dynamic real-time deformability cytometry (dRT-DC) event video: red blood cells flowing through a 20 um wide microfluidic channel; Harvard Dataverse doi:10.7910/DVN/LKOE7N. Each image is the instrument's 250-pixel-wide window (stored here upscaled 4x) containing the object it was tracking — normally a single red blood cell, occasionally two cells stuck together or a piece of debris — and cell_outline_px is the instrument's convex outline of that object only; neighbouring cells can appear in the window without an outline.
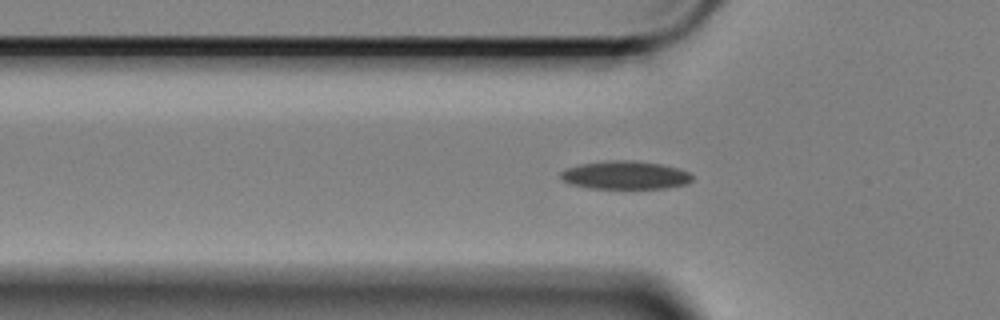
{"species": "Egyptian fruit bat (a non-hibernating species)", "species_latin": "Rousettus aegyptiacus", "temperature_condition": "cold", "stored_images_in_passage": 52, "camera_frame_rate_fps": 3000, "um_per_image_px": 0.085, "animal": {"sex": "female"}, "frame": {"image": 1, "passage_image": 17, "time_ms": 5.333, "image_size_px": [1000, 320], "cell_outline_px": [[692, 180], [688, 184], [668, 188], [588, 188], [572, 184], [564, 180], [560, 176], [560, 172], [564, 168], [580, 164], [608, 160], [636, 160], [660, 164], [680, 168], [688, 172], [692, 176]], "centroid_in_image_um": [53.16, 14.88], "position_along_channel_um": 72.6, "area_um2": 21.79}}
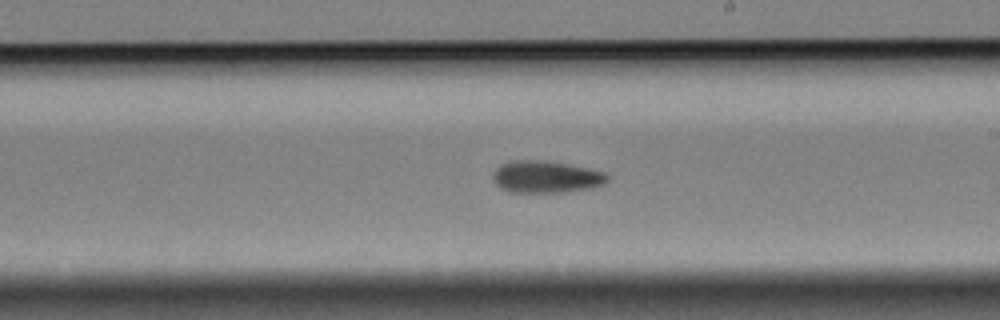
{"frame": {"image": 2, "passage_image": 32, "time_ms": 10.333, "image_size_px": [1000, 320], "cell_outline_px": [[608, 180], [604, 184], [592, 188], [564, 192], [508, 192], [500, 188], [492, 180], [492, 176], [496, 168], [500, 164], [516, 160], [540, 160], [564, 164], [604, 172], [608, 176]], "centroid_in_image_um": [46.36, 15.05], "position_along_channel_um": 242.6, "area_um2": 21.21}}
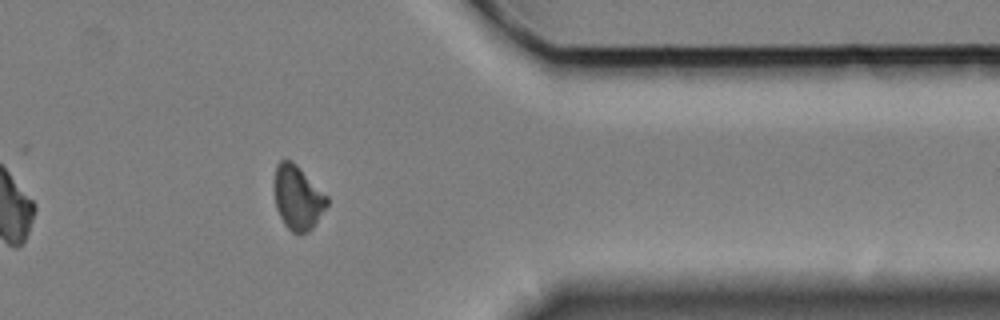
{"frame": {"image": 3, "passage_image": 46, "time_ms": 15.0, "image_size_px": [1000, 320], "cell_outline_px": [[328, 204], [316, 224], [308, 232], [292, 232], [284, 224], [276, 208], [276, 164], [280, 160], [292, 160], [328, 196]], "centroid_in_image_um": [25.34, 16.8], "position_along_channel_um": 386.1, "area_um2": 19.36}, "authors_computed_cell_mechanics": {"area_um2": 20.7502, "velocity_mm_per_s": 3.38, "shape_relaxation_time_tau1_ms": null, "shape_relaxation_time_tau2_ms": 5.2693, "deformation_change_tau1": null, "deformation_change_tau2": 0.097}}